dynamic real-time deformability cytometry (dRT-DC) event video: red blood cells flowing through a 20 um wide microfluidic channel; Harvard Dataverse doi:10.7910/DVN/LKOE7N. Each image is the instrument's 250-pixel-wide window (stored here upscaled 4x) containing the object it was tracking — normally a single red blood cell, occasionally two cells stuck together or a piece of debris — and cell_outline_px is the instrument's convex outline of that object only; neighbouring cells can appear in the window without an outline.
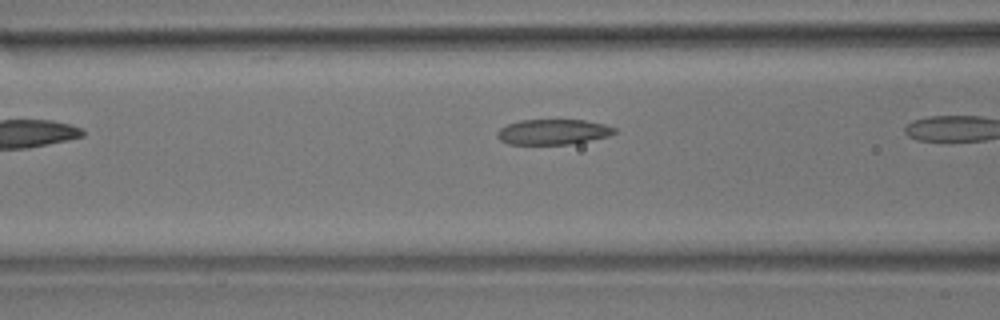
{"species": "common noctule bat (a hibernating species)", "species_latin": "Nyctalus noctula", "temperature_condition": "room temperature", "stored_images_in_passage": 8, "camera_frame_rate_fps": 3000, "um_per_image_px": 0.085, "animal": {"sex": "male", "body_mass_g": 17.9}, "frame": {"image": 1, "passage_image": 4, "time_ms": 1.0, "image_size_px": [1000, 320], "cell_outline_px": [[616, 132], [608, 136], [568, 144], [508, 144], [500, 140], [496, 136], [496, 132], [500, 128], [508, 124], [520, 120], [584, 120], [604, 124], [616, 128]], "centroid_in_image_um": [46.97, 11.21], "position_along_channel_um": 119.6, "area_um2": 17.17}}